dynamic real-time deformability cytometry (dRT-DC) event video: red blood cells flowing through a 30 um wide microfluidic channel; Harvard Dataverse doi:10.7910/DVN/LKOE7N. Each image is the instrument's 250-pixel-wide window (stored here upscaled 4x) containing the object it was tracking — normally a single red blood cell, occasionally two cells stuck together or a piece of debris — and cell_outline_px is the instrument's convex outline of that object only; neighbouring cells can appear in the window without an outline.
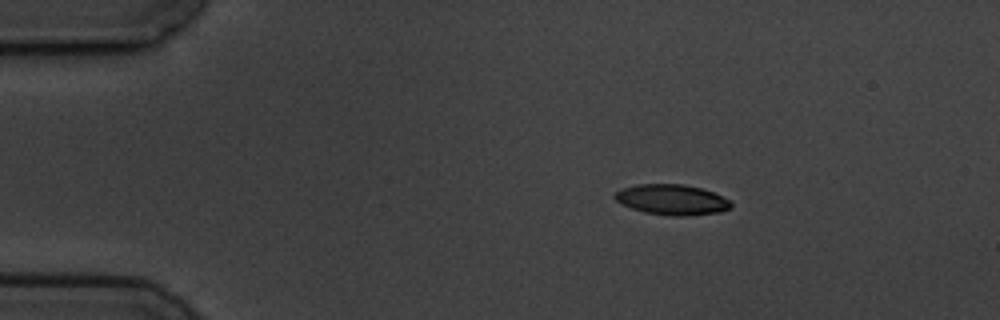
{"species": "common noctule bat (a hibernating species)", "species_latin": "Nyctalus noctula", "temperature_condition": "cold", "stored_images_in_passage": 4, "segment_of_instrument_passage": [1, 2], "camera_frame_rate_fps": 3000, "um_per_image_px": 0.085, "animal": {"sex": "male", "body_mass_g": 19.5, "forearm_length_mm": 54.6}, "frame": {"image": 1, "passage_image": 2, "time_ms": 1.0, "image_size_px": [1000, 320], "cell_outline_px": [[732, 204], [728, 208], [720, 212], [684, 216], [668, 216], [644, 212], [632, 208], [616, 200], [612, 196], [616, 192], [624, 188], [636, 184], [684, 184], [700, 188], [712, 192], [728, 200]], "centroid_in_image_um": [57.08, 16.97], "position_along_channel_um": 27.9, "area_um2": 20.35}}